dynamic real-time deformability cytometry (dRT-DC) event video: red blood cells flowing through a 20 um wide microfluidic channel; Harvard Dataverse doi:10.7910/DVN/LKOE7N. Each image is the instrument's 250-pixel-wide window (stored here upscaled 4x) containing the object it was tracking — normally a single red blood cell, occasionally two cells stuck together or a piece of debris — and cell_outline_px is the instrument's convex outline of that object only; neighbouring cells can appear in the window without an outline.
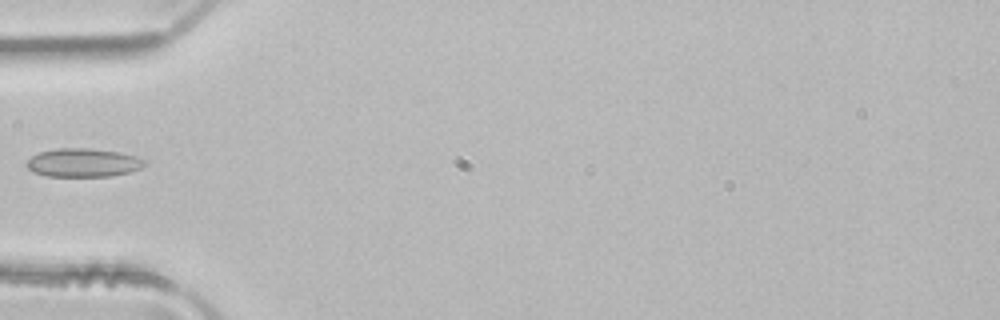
{"species": "common noctule bat (a hibernating species)", "species_latin": "Nyctalus noctula", "temperature_condition": "room temperature", "stored_images_in_passage": 3, "camera_frame_rate_fps": 3000, "um_per_image_px": 0.085, "animal": {"sex": "male", "body_mass_g": 21.5, "forearm_length_mm": 52.0}, "frame": {"image": 1, "passage_image": 3, "time_ms": 0.667, "image_size_px": [1000, 320], "cell_outline_px": [[148, 164], [140, 168], [128, 172], [112, 176], [48, 176], [32, 172], [28, 168], [28, 160], [32, 156], [40, 152], [56, 148], [88, 148], [120, 152], [136, 156], [148, 160]], "centroid_in_image_um": [7.12, 13.82], "position_along_channel_um": 77.9, "area_um2": 19.65}}